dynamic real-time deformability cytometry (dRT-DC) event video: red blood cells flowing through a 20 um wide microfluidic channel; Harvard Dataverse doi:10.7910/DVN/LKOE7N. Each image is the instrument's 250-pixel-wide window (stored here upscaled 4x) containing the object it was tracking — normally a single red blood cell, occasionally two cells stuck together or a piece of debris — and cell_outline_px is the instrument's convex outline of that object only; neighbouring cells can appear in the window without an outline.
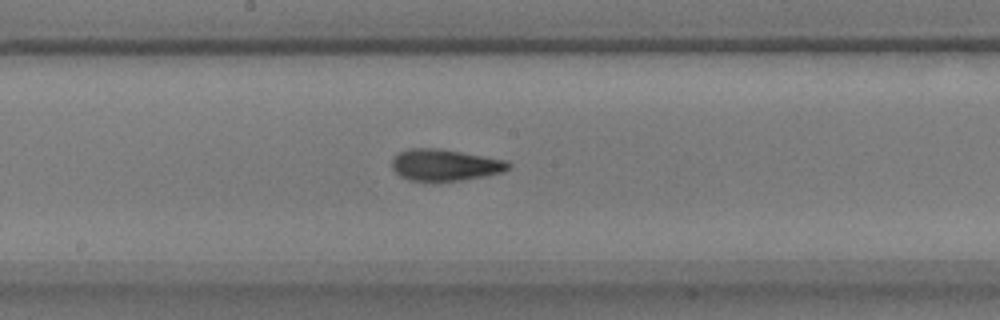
{"species": "common noctule bat (a hibernating species)", "species_latin": "Nyctalus noctula", "temperature_condition": "warm", "stored_images_in_passage": 46, "camera_frame_rate_fps": 3000, "um_per_image_px": 0.085, "animal": {"sex": "male", "body_mass_g": 17.9}, "frame": {"image": 1, "passage_image": 27, "time_ms": 8.667, "image_size_px": [1000, 320], "cell_outline_px": [[512, 164], [504, 172], [484, 176], [460, 180], [408, 180], [400, 176], [392, 168], [392, 156], [408, 148], [440, 148], [508, 160]], "centroid_in_image_um": [37.83, 14.0], "position_along_channel_um": 210.4, "area_um2": 21.44}}
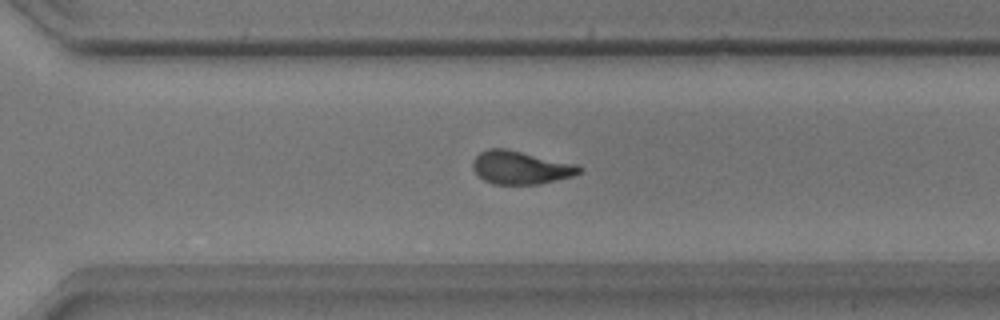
{"frame": {"image": 2, "passage_image": 36, "time_ms": 11.667, "image_size_px": [1000, 320], "cell_outline_px": [[580, 172], [572, 176], [540, 184], [492, 184], [484, 180], [472, 168], [472, 160], [480, 152], [488, 148], [504, 148], [576, 164], [580, 168]], "centroid_in_image_um": [44.2, 14.24], "position_along_channel_um": 326.4, "area_um2": 20.35}}
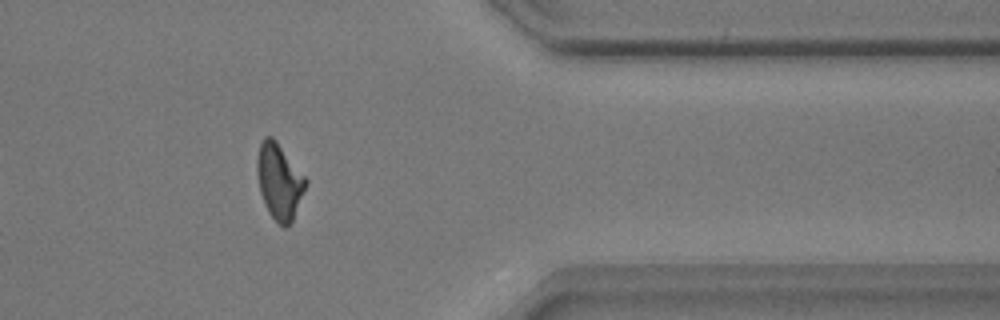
{"frame": {"image": 3, "passage_image": 42, "time_ms": 13.667, "image_size_px": [1000, 320], "cell_outline_px": [[308, 184], [292, 220], [284, 228], [268, 212], [264, 204], [260, 192], [256, 172], [256, 160], [260, 144], [264, 136], [272, 136], [276, 140], [308, 180]], "centroid_in_image_um": [23.73, 15.39], "position_along_channel_um": 387.7, "area_um2": 21.44}, "authors_computed_cell_mechanics": {"area_um2": 20.7213, "velocity_mm_per_s": 3.8812, "shape_relaxation_time_tau1_ms": 3.9108, "shape_relaxation_time_tau2_ms": 1.864, "deformation_change_tau1": 0.1932, "deformation_change_tau2": 0.0926}}